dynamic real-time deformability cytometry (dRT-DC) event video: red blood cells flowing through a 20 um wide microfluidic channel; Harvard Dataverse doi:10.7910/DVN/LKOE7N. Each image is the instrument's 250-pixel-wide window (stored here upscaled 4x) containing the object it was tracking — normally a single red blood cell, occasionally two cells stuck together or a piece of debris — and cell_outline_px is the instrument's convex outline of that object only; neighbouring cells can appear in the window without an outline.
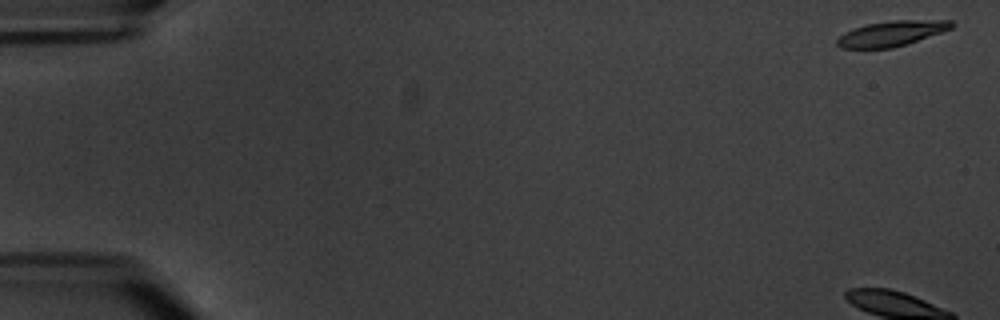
{"species": "common noctule bat (a hibernating species)", "species_latin": "Nyctalus noctula", "temperature_condition": "warm", "stored_images_in_passage": 6, "camera_frame_rate_fps": 3000, "um_per_image_px": 0.085, "animal": {"sex": "male", "body_mass_g": 20.1, "forearm_length_mm": 53.5}, "frame": {"image": 1, "passage_image": 1, "time_ms": 0.0, "image_size_px": [1000, 320], "cell_outline_px": [[956, 24], [952, 28], [892, 48], [840, 48], [836, 44], [836, 40], [844, 32], [852, 28], [868, 24], [892, 20], [952, 20]], "centroid_in_image_um": [75.75, 2.83], "position_along_channel_um": 9.3, "area_um2": 16.65}}